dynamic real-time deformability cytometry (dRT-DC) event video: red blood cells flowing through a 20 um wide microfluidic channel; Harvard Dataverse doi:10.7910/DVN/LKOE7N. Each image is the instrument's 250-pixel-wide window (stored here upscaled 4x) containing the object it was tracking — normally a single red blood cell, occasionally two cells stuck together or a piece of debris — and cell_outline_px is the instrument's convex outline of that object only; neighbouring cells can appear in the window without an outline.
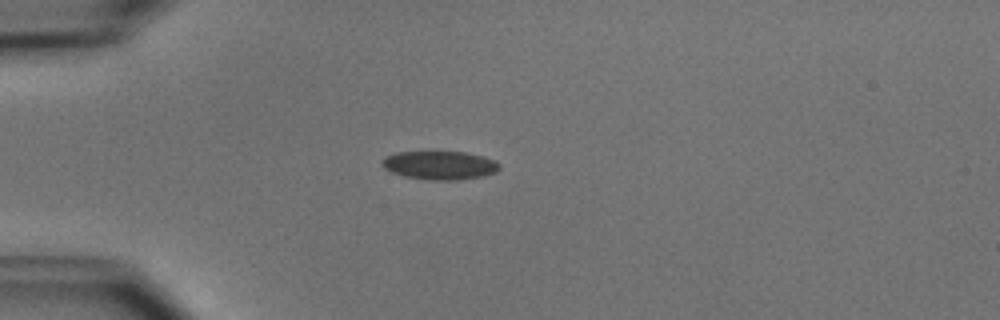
{"species": "common noctule bat (a hibernating species)", "species_latin": "Nyctalus noctula", "temperature_condition": "cold", "stored_images_in_passage": 4, "camera_frame_rate_fps": 3000, "um_per_image_px": 0.085, "animal": {"sex": "male", "body_mass_g": 15.6}, "frame": {"image": 1, "passage_image": 3, "time_ms": 2.333, "image_size_px": [1000, 320], "cell_outline_px": [[500, 168], [496, 172], [484, 176], [456, 180], [432, 180], [404, 176], [392, 172], [384, 168], [380, 164], [380, 160], [384, 156], [396, 152], [464, 152], [484, 156], [496, 160], [500, 164]], "centroid_in_image_um": [37.38, 14.04], "position_along_channel_um": 47.6, "area_um2": 19.71}}